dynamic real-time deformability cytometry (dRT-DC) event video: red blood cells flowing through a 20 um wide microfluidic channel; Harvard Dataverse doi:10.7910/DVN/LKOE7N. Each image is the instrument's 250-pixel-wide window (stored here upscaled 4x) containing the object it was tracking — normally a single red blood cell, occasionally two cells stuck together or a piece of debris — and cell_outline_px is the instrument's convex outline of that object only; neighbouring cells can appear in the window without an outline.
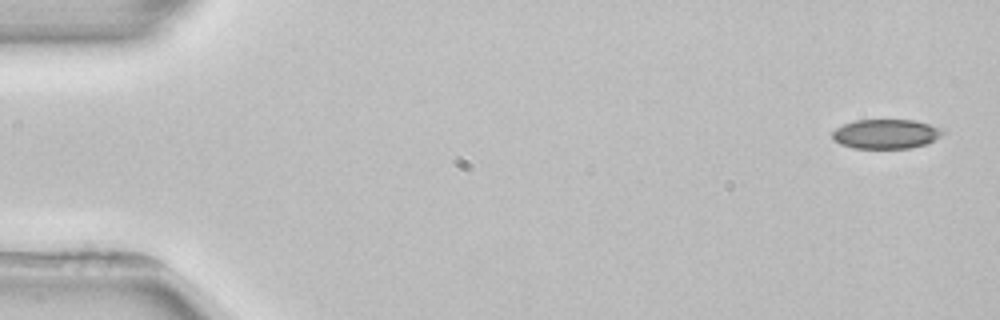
{"species": "common noctule bat (a hibernating species)", "species_latin": "Nyctalus noctula", "temperature_condition": "room temperature", "stored_images_in_passage": 4, "camera_frame_rate_fps": 3000, "um_per_image_px": 0.085, "animal": {"sex": "female", "body_mass_g": 22.7, "forearm_length_mm": 54.2}, "frame": {"image": 1, "passage_image": 1, "time_ms": 0.0, "image_size_px": [1000, 320], "cell_outline_px": [[944, 132], [940, 136], [924, 144], [908, 148], [852, 148], [840, 144], [832, 140], [832, 132], [836, 128], [844, 124], [856, 120], [912, 120], [928, 124], [940, 128]], "centroid_in_image_um": [75.24, 11.39], "position_along_channel_um": 9.8, "area_um2": 18.73}}
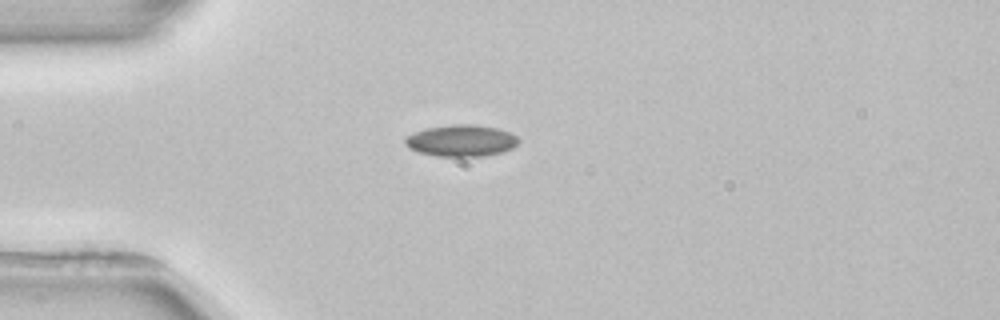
{"frame": {"image": 2, "passage_image": 4, "time_ms": 4.0, "image_size_px": [1000, 320], "cell_outline_px": [[520, 140], [512, 148], [500, 152], [484, 156], [436, 156], [420, 152], [408, 148], [404, 144], [404, 140], [408, 136], [424, 128], [452, 124], [472, 124], [496, 128], [508, 132], [516, 136]], "centroid_in_image_um": [39.18, 11.95], "position_along_channel_um": 45.8, "area_um2": 20.75}}